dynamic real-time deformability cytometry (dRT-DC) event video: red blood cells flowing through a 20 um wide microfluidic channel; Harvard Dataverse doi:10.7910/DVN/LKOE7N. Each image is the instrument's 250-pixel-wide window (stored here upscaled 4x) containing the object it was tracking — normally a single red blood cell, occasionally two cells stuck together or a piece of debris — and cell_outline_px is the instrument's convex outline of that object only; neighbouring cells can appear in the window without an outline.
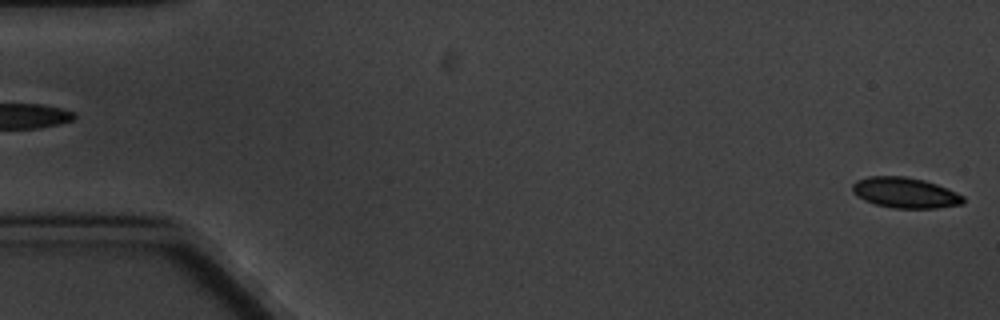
{"species": "common noctule bat (a hibernating species)", "species_latin": "Nyctalus noctula", "temperature_condition": "cold", "stored_images_in_passage": 5, "segment_of_instrument_passage": [2, 2], "camera_frame_rate_fps": 3000, "um_per_image_px": 0.085, "animal": {"sex": "male", "body_mass_g": 20.1, "forearm_length_mm": 53.5}, "frame": {"image": 1, "passage_image": 5, "time_ms": 4.667, "image_size_px": [1000, 320], "cell_outline_px": [[964, 204], [936, 208], [892, 208], [876, 204], [864, 200], [856, 196], [852, 192], [852, 184], [856, 180], [868, 176], [904, 176], [924, 180], [948, 188], [964, 196]], "centroid_in_image_um": [76.93, 16.38], "position_along_channel_um": 8.1, "area_um2": 19.88}}